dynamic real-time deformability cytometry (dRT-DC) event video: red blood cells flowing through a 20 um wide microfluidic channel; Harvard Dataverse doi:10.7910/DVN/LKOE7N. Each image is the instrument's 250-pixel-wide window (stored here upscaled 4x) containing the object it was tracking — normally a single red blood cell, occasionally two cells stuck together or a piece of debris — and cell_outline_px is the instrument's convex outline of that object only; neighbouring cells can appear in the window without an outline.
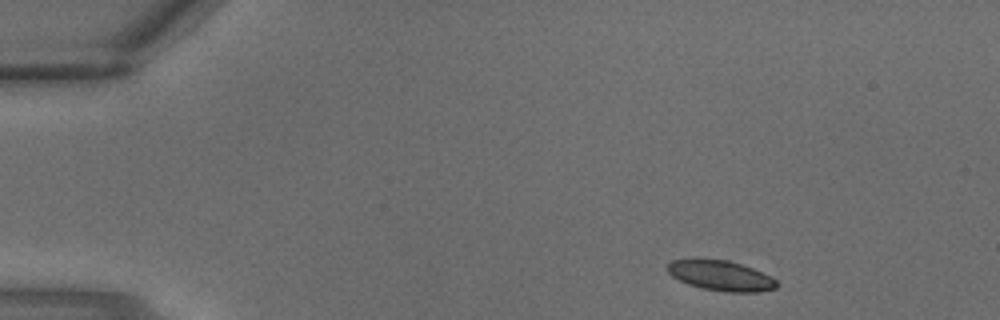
{"species": "common noctule bat (a hibernating species)", "species_latin": "Nyctalus noctula", "temperature_condition": "warm", "stored_images_in_passage": 2, "camera_frame_rate_fps": 3000, "um_per_image_px": 0.085, "animal": {"sex": "male", "body_mass_g": 18.8}, "frame": {"image": 1, "passage_image": 1, "time_ms": 0.0, "image_size_px": [1000, 320], "cell_outline_px": [[780, 284], [776, 288], [756, 292], [728, 292], [704, 288], [688, 284], [672, 276], [668, 272], [668, 264], [672, 260], [692, 256], [696, 256], [728, 260], [752, 268], [776, 280]], "centroid_in_image_um": [61.21, 23.38], "position_along_channel_um": 23.8, "area_um2": 19.54}}